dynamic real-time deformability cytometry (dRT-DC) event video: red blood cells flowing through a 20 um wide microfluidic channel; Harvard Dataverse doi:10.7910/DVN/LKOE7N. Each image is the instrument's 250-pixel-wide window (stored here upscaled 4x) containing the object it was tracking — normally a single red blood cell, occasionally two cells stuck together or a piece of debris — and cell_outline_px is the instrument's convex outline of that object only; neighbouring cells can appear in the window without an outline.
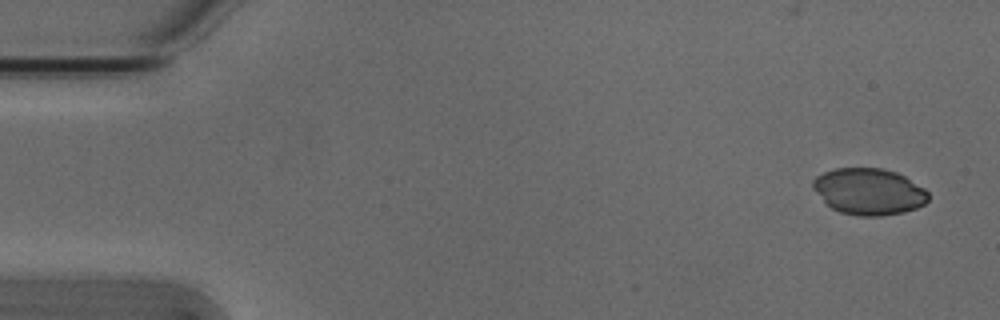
{"species": "Egyptian fruit bat (a non-hibernating species)", "species_latin": "Rousettus aegyptiacus", "temperature_condition": "cold", "stored_images_in_passage": 9, "camera_frame_rate_fps": 3000, "um_per_image_px": 0.085, "animal": {"sex": "male"}, "frame": {"image": 1, "passage_image": 1, "time_ms": 0.0, "image_size_px": [1000, 320], "cell_outline_px": [[928, 200], [924, 204], [916, 208], [904, 212], [880, 216], [856, 216], [840, 212], [832, 208], [812, 188], [812, 180], [816, 176], [824, 172], [836, 168], [880, 168], [896, 172], [904, 176], [924, 188], [928, 192]], "centroid_in_image_um": [73.85, 16.28], "position_along_channel_um": 11.1, "area_um2": 31.15}}